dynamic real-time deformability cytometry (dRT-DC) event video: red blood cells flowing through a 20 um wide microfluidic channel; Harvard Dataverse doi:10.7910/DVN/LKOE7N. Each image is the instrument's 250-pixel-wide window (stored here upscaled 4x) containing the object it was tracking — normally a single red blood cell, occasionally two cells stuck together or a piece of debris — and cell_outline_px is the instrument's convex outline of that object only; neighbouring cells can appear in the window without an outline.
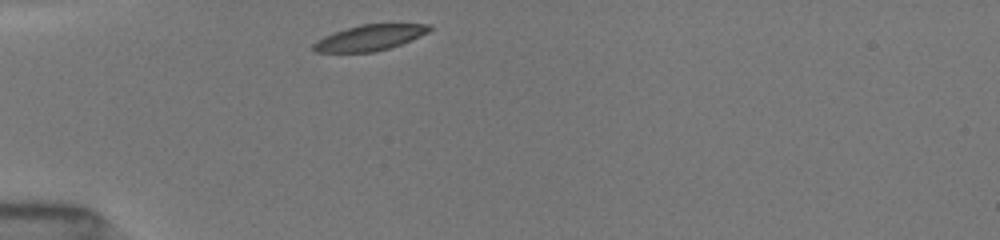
{"species": "common noctule bat (a hibernating species)", "species_latin": "Nyctalus noctula", "temperature_condition": "room temperature", "stored_images_in_passage": 37, "camera_frame_rate_fps": 3000, "um_per_image_px": 0.085, "animal": {"sex": "female", "body_mass_g": 19.5, "forearm_length_mm": 54.1}, "frame": {"image": 1, "passage_image": 1, "time_ms": 0.0, "image_size_px": [1000, 240], "cell_outline_px": [[432, 28], [428, 32], [420, 36], [400, 44], [388, 48], [372, 52], [316, 52], [312, 48], [312, 44], [316, 40], [324, 36], [360, 24], [432, 24]], "centroid_in_image_um": [31.42, 3.2], "position_along_channel_um": 53.6, "area_um2": 17.17}}
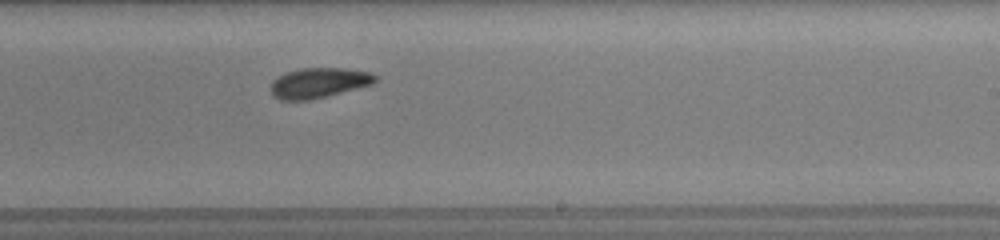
{"frame": {"image": 2, "passage_image": 18, "time_ms": 5.667, "image_size_px": [1000, 240], "cell_outline_px": [[380, 80], [372, 84], [312, 100], [280, 100], [272, 96], [268, 88], [272, 80], [284, 72], [300, 68], [344, 68], [372, 72], [380, 76]], "centroid_in_image_um": [27.08, 7.04], "position_along_channel_um": 261.9, "area_um2": 18.9}}
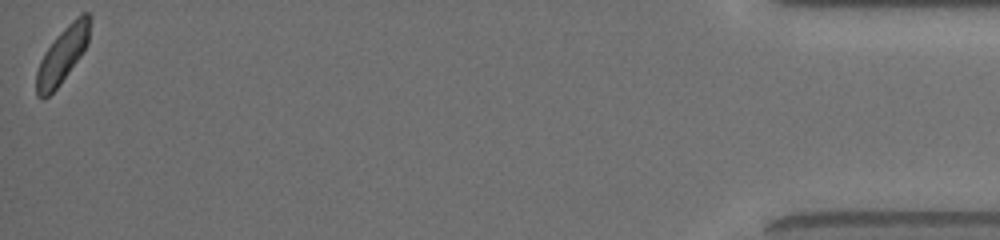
{"frame": {"image": 3, "passage_image": 37, "time_ms": 12.0, "image_size_px": [1000, 240], "cell_outline_px": [[92, 20], [88, 44], [80, 56], [60, 84], [44, 100], [40, 100], [36, 96], [36, 72], [40, 60], [44, 52], [60, 32], [80, 12], [88, 12], [92, 16]], "centroid_in_image_um": [5.32, 4.65], "position_along_channel_um": 429.9, "area_um2": 17.63}, "authors_computed_cell_mechanics": {"area_um2": 18.2648, "velocity_mm_per_s": 3.9712, "shape_relaxation_time_tau1_ms": 3.0443, "shape_relaxation_time_tau2_ms": 2.2445, "deformation_change_tau1": 0.1061, "deformation_change_tau2": 0.0797}}